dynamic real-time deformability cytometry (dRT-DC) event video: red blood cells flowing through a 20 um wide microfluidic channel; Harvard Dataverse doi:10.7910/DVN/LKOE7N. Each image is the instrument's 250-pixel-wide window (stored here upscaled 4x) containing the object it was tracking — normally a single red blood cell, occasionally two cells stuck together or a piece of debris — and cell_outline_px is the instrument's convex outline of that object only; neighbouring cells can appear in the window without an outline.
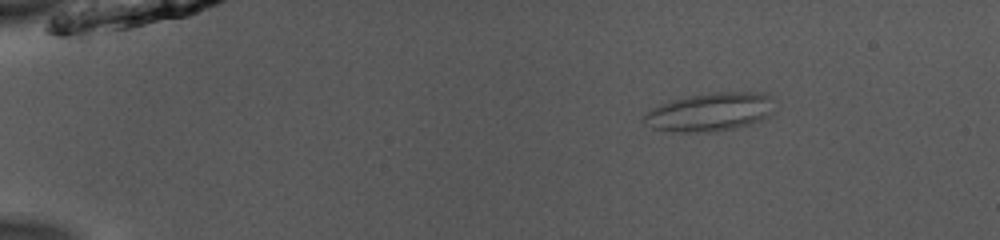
{"species": "common noctule bat (a hibernating species)", "species_latin": "Nyctalus noctula", "temperature_condition": "room temperature", "stored_images_in_passage": 52, "camera_frame_rate_fps": 3000, "um_per_image_px": 0.085, "animal": {"sex": "male", "body_mass_g": 13.0, "forearm_length_mm": 53.1}, "frame": {"image": 1, "passage_image": 9, "time_ms": 2.667, "image_size_px": [1000, 240], "cell_outline_px": [[772, 112], [764, 120], [752, 124], [716, 132], [676, 132], [652, 128], [644, 124], [640, 120], [652, 108], [660, 104], [672, 100], [688, 96], [712, 92], [764, 92], [772, 96]], "centroid_in_image_um": [60.36, 9.53], "position_along_channel_um": 24.6, "area_um2": 29.59}}
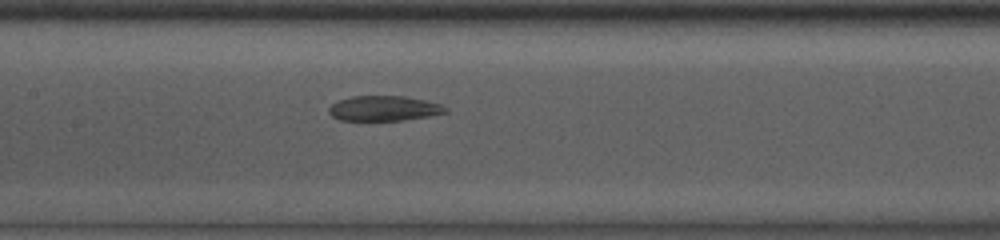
{"frame": {"image": 2, "passage_image": 27, "time_ms": 8.667, "image_size_px": [1000, 240], "cell_outline_px": [[448, 112], [428, 116], [404, 120], [340, 120], [332, 116], [328, 112], [328, 108], [332, 104], [340, 100], [352, 96], [404, 96], [424, 100], [440, 104], [448, 108]], "centroid_in_image_um": [32.64, 9.21], "position_along_channel_um": 174.8, "area_um2": 16.94}}
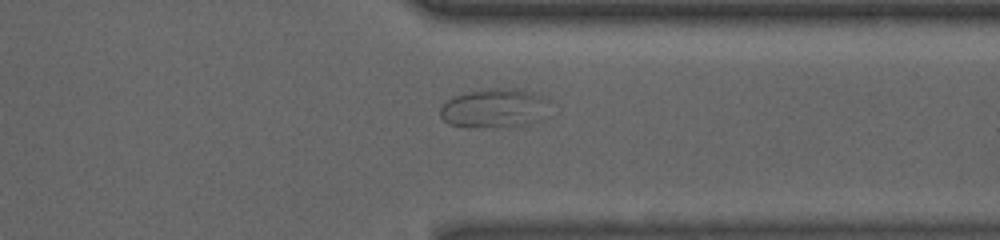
{"frame": {"image": 3, "passage_image": 42, "time_ms": 13.667, "image_size_px": [1000, 240], "cell_outline_px": [[552, 100], [528, 124], [512, 128], [484, 128], [448, 124], [440, 116], [440, 108], [448, 100], [456, 96], [468, 92], [496, 88], [516, 88], [548, 96]], "centroid_in_image_um": [42.0, 9.2], "position_along_channel_um": 369.4, "area_um2": 24.74}}